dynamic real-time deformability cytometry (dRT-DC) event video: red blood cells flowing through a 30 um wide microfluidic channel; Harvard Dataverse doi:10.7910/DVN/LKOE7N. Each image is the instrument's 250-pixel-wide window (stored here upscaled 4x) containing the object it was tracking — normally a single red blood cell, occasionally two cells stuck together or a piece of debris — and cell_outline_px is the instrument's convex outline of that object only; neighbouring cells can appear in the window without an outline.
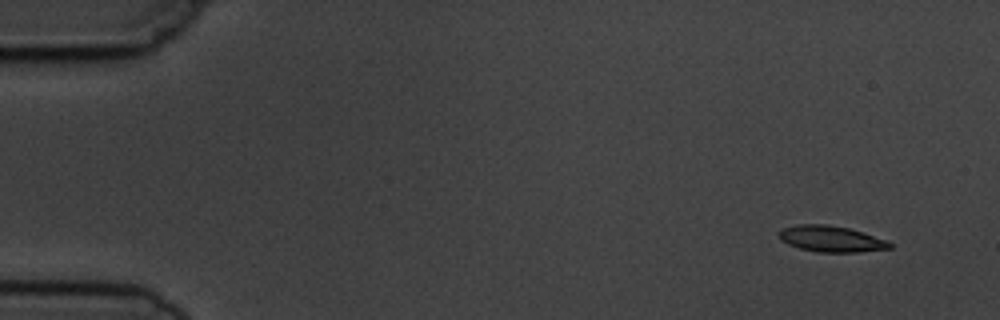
{"species": "common noctule bat (a hibernating species)", "species_latin": "Nyctalus noctula", "temperature_condition": "cold", "stored_images_in_passage": 5, "camera_frame_rate_fps": 3000, "um_per_image_px": 0.085, "animal": {"sex": "male", "body_mass_g": 19.5, "forearm_length_mm": 54.6}, "frame": {"image": 1, "passage_image": 1, "time_ms": 0.0, "image_size_px": [1000, 320], "cell_outline_px": [[892, 248], [860, 252], [820, 252], [800, 248], [788, 244], [780, 240], [780, 232], [784, 228], [796, 224], [828, 224], [848, 228], [888, 240], [892, 244]], "centroid_in_image_um": [70.67, 20.3], "position_along_channel_um": 14.3, "area_um2": 16.76}}
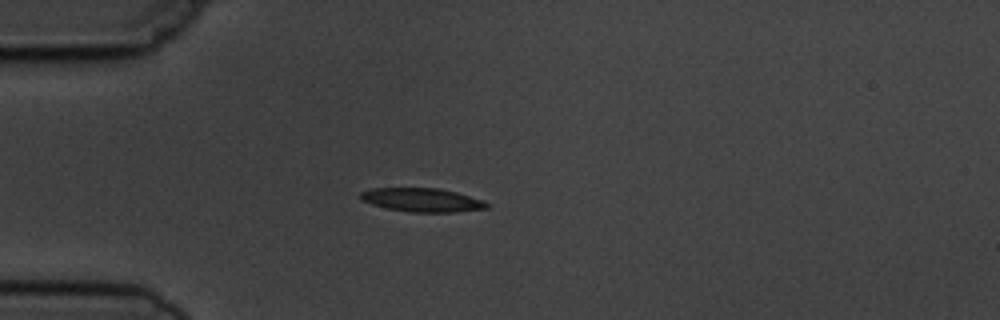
{"frame": {"image": 2, "passage_image": 4, "time_ms": 3.667, "image_size_px": [1000, 320], "cell_outline_px": [[488, 208], [456, 212], [412, 212], [388, 208], [372, 204], [360, 200], [360, 192], [372, 188], [440, 188], [456, 192], [484, 200], [488, 204]], "centroid_in_image_um": [35.88, 16.99], "position_along_channel_um": 49.1, "area_um2": 17.4}}